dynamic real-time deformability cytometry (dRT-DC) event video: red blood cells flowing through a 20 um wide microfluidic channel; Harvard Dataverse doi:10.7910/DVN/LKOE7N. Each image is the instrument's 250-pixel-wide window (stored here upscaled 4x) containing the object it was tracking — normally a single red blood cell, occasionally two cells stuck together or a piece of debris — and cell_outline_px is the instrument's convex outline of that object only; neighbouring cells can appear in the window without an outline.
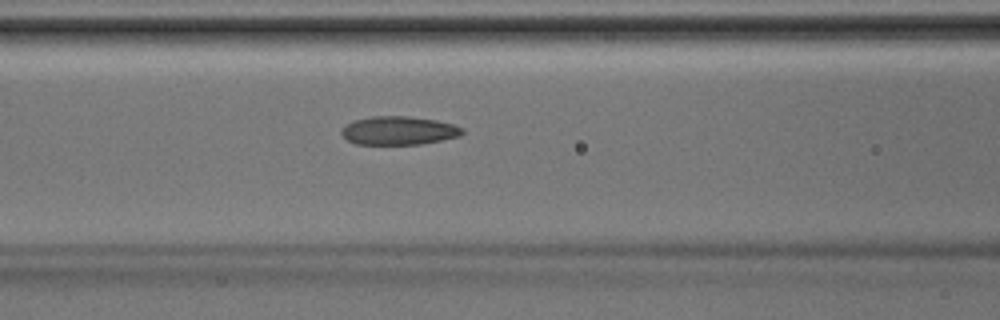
{"species": "Egyptian fruit bat (a non-hibernating species)", "species_latin": "Rousettus aegyptiacus", "temperature_condition": "room temperature", "stored_images_in_passage": 41, "camera_frame_rate_fps": 3000, "um_per_image_px": 0.085, "animal": {"sex": "male"}, "frame": {"image": 1, "passage_image": 17, "time_ms": 5.333, "image_size_px": [1000, 320], "cell_outline_px": [[464, 132], [460, 136], [420, 144], [356, 144], [348, 140], [340, 132], [340, 128], [356, 120], [372, 116], [408, 116], [436, 120], [452, 124], [464, 128]], "centroid_in_image_um": [33.9, 11.1], "position_along_channel_um": 132.7, "area_um2": 19.94}}
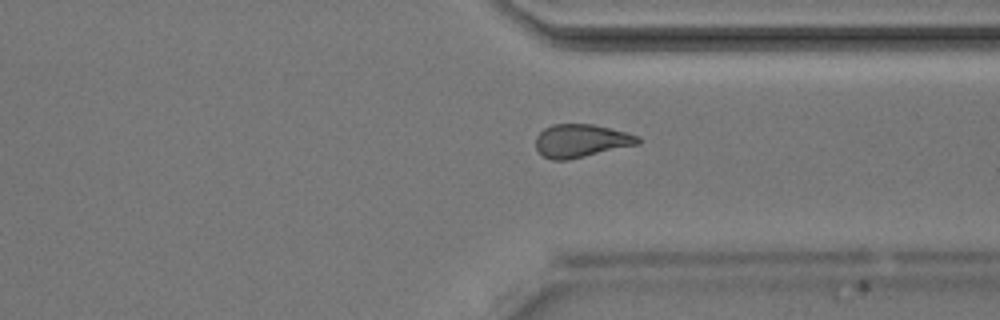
{"frame": {"image": 2, "passage_image": 31, "time_ms": 10.0, "image_size_px": [1000, 320], "cell_outline_px": [[640, 144], [568, 160], [552, 160], [544, 156], [536, 148], [536, 136], [544, 128], [552, 124], [592, 124], [640, 136]], "centroid_in_image_um": [49.39, 11.97], "position_along_channel_um": 362.0, "area_um2": 19.65}}
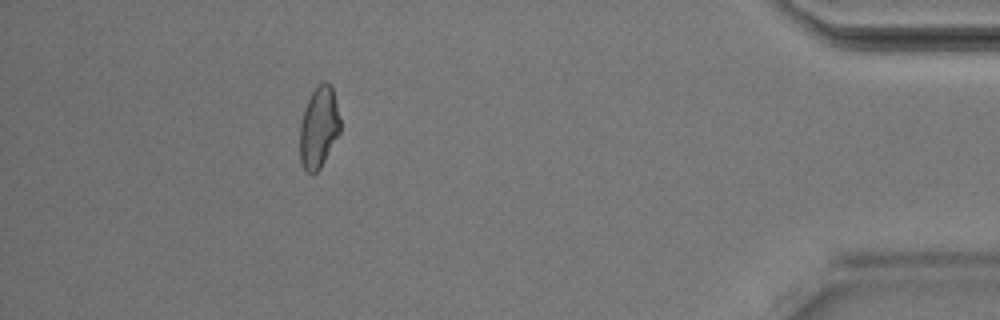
{"frame": {"image": 3, "passage_image": 37, "time_ms": 12.0, "image_size_px": [1000, 320], "cell_outline_px": [[340, 132], [320, 168], [312, 176], [304, 168], [300, 160], [300, 124], [304, 108], [312, 92], [324, 80], [332, 84], [340, 120]], "centroid_in_image_um": [27.09, 10.82], "position_along_channel_um": 408.1, "area_um2": 19.07}}